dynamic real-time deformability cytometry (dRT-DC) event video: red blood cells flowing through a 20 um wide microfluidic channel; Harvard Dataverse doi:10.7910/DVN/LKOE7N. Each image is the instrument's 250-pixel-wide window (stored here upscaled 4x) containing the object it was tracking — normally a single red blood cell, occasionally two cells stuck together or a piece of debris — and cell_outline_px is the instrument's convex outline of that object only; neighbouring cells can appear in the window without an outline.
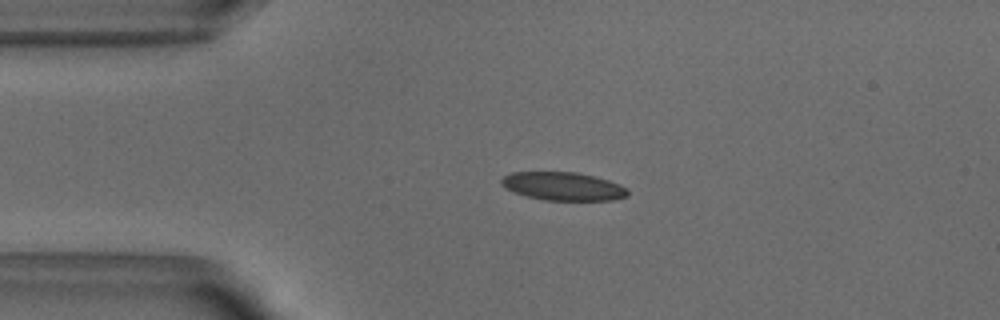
{"species": "common noctule bat (a hibernating species)", "species_latin": "Nyctalus noctula", "temperature_condition": "warm", "stored_images_in_passage": 51, "camera_frame_rate_fps": 3000, "um_per_image_px": 0.085, "animal": {"sex": "male", "body_mass_g": 18.8}, "frame": {"image": 1, "passage_image": 10, "time_ms": 3.0, "image_size_px": [1000, 320], "cell_outline_px": [[628, 196], [612, 200], [544, 200], [512, 192], [504, 188], [500, 184], [500, 180], [504, 176], [512, 172], [576, 172], [608, 180], [620, 184], [628, 188]], "centroid_in_image_um": [47.84, 15.83], "position_along_channel_um": 37.2, "area_um2": 20.87}}
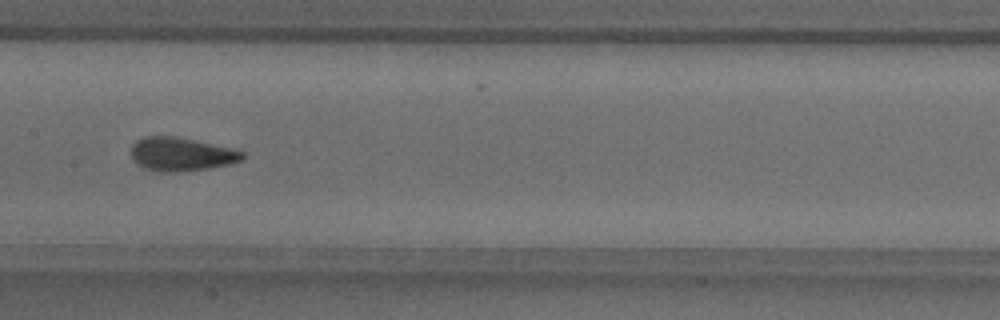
{"frame": {"image": 2, "passage_image": 24, "time_ms": 7.667, "image_size_px": [1000, 320], "cell_outline_px": [[244, 156], [240, 160], [228, 164], [208, 168], [180, 172], [156, 172], [144, 168], [136, 164], [132, 160], [132, 144], [136, 140], [144, 136], [176, 136], [232, 148], [244, 152]], "centroid_in_image_um": [15.35, 13.11], "position_along_channel_um": 192.0, "area_um2": 21.85}}
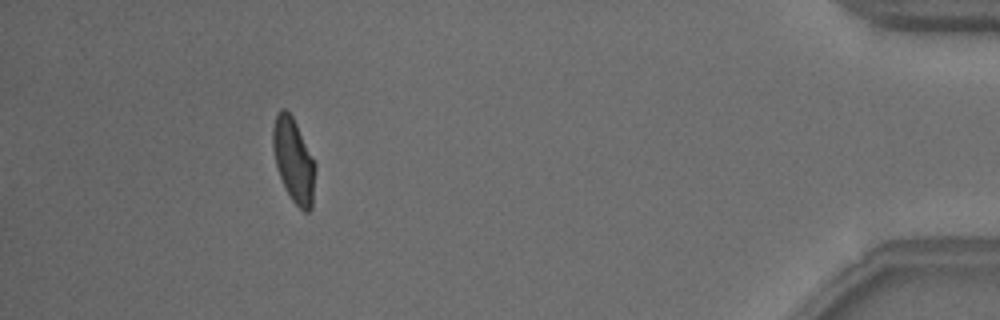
{"frame": {"image": 3, "passage_image": 46, "time_ms": 15.0, "image_size_px": [1000, 320], "cell_outline_px": [[316, 168], [312, 208], [308, 212], [304, 212], [292, 200], [284, 188], [276, 164], [272, 148], [272, 128], [276, 116], [280, 108], [284, 108], [292, 116], [316, 164]], "centroid_in_image_um": [24.96, 13.65], "position_along_channel_um": 410.2, "area_um2": 20.75}, "authors_computed_cell_mechanics": {"area_um2": 21.2126, "velocity_mm_per_s": 3.8452, "shape_relaxation_time_tau1_ms": 4.4974, "shape_relaxation_time_tau2_ms": 0.9056, "deformation_change_tau1": 0.1623, "deformation_change_tau2": 0.0563}}